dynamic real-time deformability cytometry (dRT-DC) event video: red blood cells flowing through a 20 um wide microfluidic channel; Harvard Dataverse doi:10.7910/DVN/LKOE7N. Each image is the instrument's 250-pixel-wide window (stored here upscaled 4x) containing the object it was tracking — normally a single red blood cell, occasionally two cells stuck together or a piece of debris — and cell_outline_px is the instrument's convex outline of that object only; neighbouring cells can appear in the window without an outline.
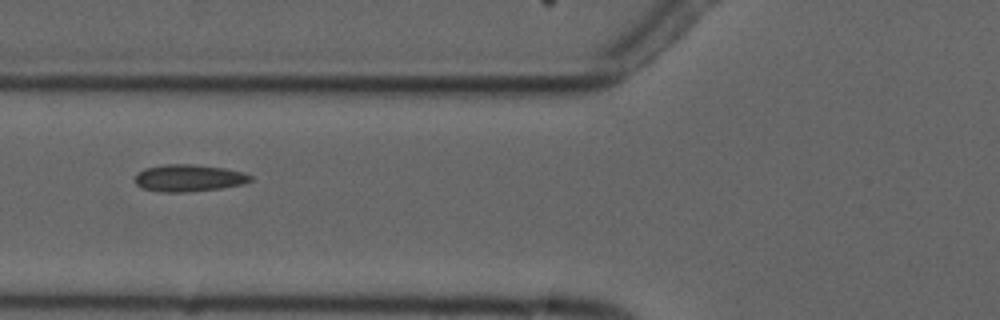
{"species": "common noctule bat (a hibernating species)", "species_latin": "Nyctalus noctula", "temperature_condition": "cold", "stored_images_in_passage": 12, "camera_frame_rate_fps": 3000, "um_per_image_px": 0.085, "animal": {"sex": "male", "forearm_length_mm": 52.5}, "frame": {"image": 1, "passage_image": 7, "time_ms": 7.0, "image_size_px": [1000, 320], "cell_outline_px": [[252, 180], [244, 184], [220, 188], [184, 192], [164, 192], [140, 188], [132, 180], [136, 172], [144, 168], [164, 164], [192, 164], [224, 168], [244, 172], [252, 176]], "centroid_in_image_um": [15.99, 15.12], "position_along_channel_um": 109.8, "area_um2": 18.44}}
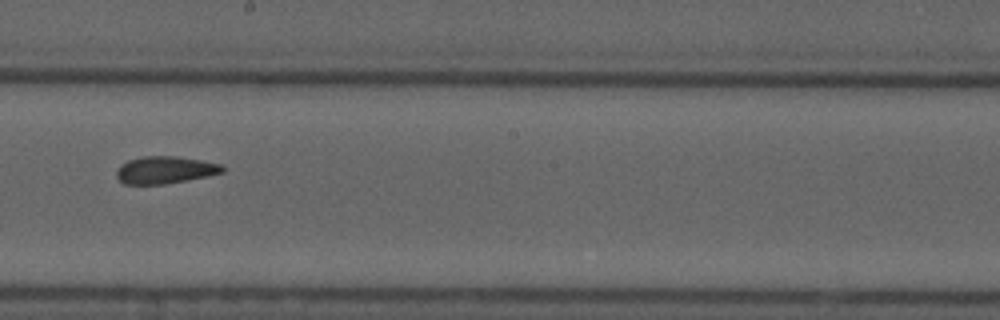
{"frame": {"image": 2, "passage_image": 10, "time_ms": 10.333, "image_size_px": [1000, 320], "cell_outline_px": [[228, 168], [224, 172], [208, 176], [164, 184], [124, 184], [116, 176], [116, 172], [120, 164], [128, 160], [144, 156], [176, 156], [224, 164]], "centroid_in_image_um": [14.07, 14.44], "position_along_channel_um": 234.1, "area_um2": 16.99}}
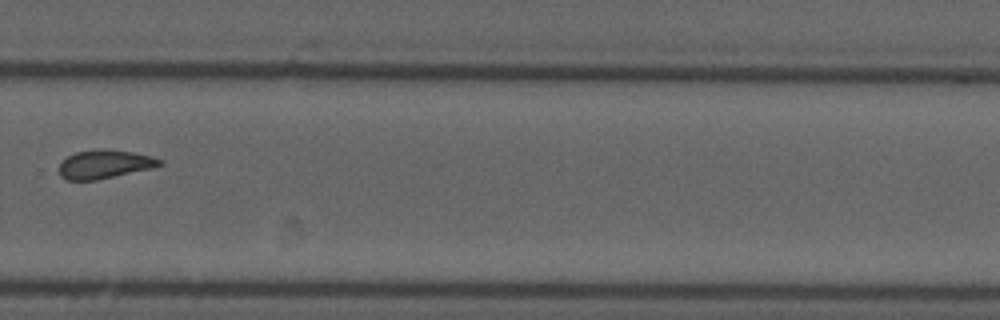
{"frame": {"image": 3, "passage_image": 12, "time_ms": 12.667, "image_size_px": [1000, 320], "cell_outline_px": [[164, 164], [152, 168], [96, 180], [68, 180], [60, 176], [60, 164], [68, 156], [76, 152], [104, 148], [108, 148], [132, 152], [152, 156], [164, 160]], "centroid_in_image_um": [8.94, 13.95], "position_along_channel_um": 320.9, "area_um2": 16.76}}